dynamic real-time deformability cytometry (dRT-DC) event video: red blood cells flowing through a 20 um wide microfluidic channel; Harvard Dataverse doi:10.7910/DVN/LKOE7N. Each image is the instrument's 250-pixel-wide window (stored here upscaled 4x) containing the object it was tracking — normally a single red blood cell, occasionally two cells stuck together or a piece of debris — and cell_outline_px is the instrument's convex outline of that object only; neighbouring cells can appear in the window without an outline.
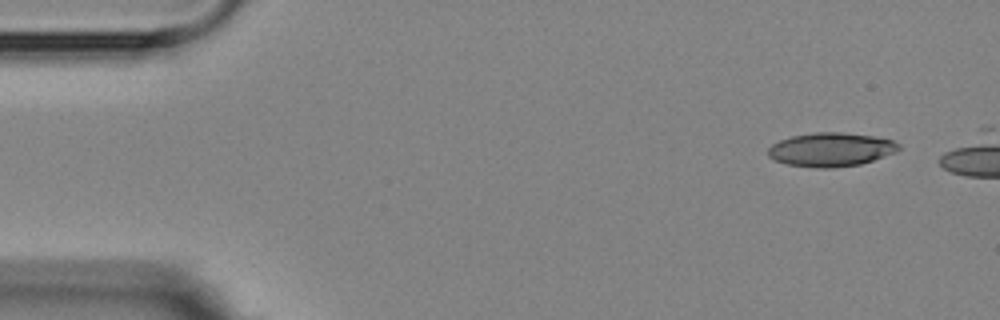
{"species": "Egyptian fruit bat (a non-hibernating species)", "species_latin": "Rousettus aegyptiacus", "temperature_condition": "room temperature", "stored_images_in_passage": 4, "camera_frame_rate_fps": 3000, "um_per_image_px": 0.085, "animal": {"sex": "female"}, "frame": {"image": 1, "passage_image": 1, "time_ms": 0.0, "image_size_px": [1000, 320], "cell_outline_px": [[900, 148], [896, 152], [860, 164], [832, 168], [816, 168], [788, 164], [776, 160], [768, 156], [768, 148], [772, 144], [780, 140], [792, 136], [816, 132], [840, 132], [872, 136], [892, 140], [900, 144]], "centroid_in_image_um": [70.62, 12.71], "position_along_channel_um": 14.4, "area_um2": 25.55}}